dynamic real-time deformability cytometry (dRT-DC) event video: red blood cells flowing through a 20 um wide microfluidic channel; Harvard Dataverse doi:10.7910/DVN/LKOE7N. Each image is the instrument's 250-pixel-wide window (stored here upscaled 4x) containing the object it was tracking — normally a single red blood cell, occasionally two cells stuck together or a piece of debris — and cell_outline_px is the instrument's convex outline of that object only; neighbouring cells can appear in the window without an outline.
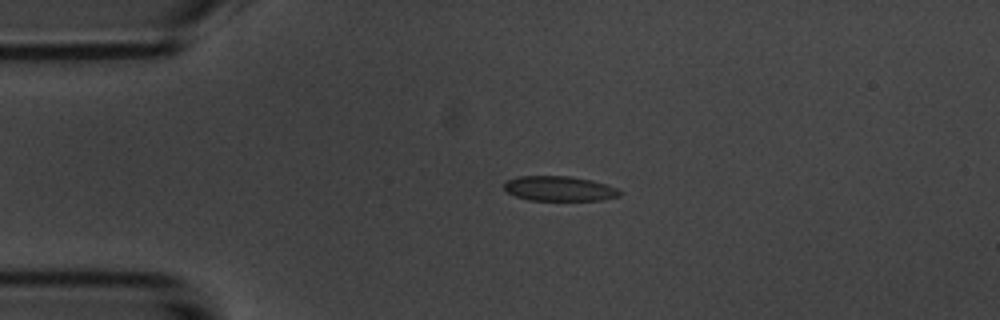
{"species": "common noctule bat (a hibernating species)", "species_latin": "Nyctalus noctula", "temperature_condition": "room temperature", "stored_images_in_passage": 5, "camera_frame_rate_fps": 3000, "um_per_image_px": 0.085, "animal": {"sex": "male", "body_mass_g": 20.1, "forearm_length_mm": 53.5}, "frame": {"image": 1, "passage_image": 4, "time_ms": 3.333, "image_size_px": [1000, 320], "cell_outline_px": [[620, 196], [600, 200], [528, 200], [516, 196], [508, 192], [504, 188], [504, 184], [508, 180], [520, 176], [568, 176], [592, 180], [616, 188], [620, 192]], "centroid_in_image_um": [47.53, 16.03], "position_along_channel_um": 37.5, "area_um2": 16.53}}